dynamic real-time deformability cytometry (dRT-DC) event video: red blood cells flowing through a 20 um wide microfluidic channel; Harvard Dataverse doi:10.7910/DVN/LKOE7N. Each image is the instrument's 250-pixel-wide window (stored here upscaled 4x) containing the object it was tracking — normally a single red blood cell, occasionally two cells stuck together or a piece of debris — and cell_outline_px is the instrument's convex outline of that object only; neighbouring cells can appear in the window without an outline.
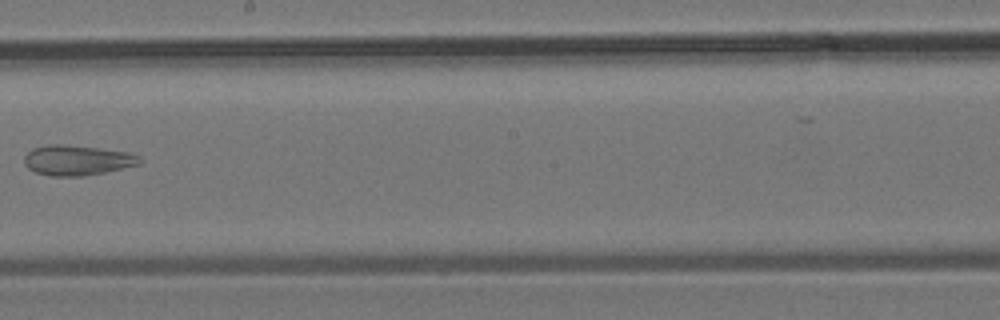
{"species": "common noctule bat (a hibernating species)", "species_latin": "Nyctalus noctula", "temperature_condition": "room temperature", "stored_images_in_passage": 8, "camera_frame_rate_fps": 3000, "um_per_image_px": 0.085, "animal": {"sex": "male", "body_mass_g": 19.2, "forearm_length_mm": 51.8}, "frame": {"image": 1, "passage_image": 8, "time_ms": 8.0, "image_size_px": [1000, 320], "cell_outline_px": [[144, 160], [140, 164], [104, 172], [84, 176], [52, 176], [36, 172], [28, 168], [24, 164], [24, 156], [32, 148], [48, 144], [60, 144], [96, 148], [128, 152], [140, 156]], "centroid_in_image_um": [6.55, 13.62], "position_along_channel_um": 241.6, "area_um2": 20.23}}